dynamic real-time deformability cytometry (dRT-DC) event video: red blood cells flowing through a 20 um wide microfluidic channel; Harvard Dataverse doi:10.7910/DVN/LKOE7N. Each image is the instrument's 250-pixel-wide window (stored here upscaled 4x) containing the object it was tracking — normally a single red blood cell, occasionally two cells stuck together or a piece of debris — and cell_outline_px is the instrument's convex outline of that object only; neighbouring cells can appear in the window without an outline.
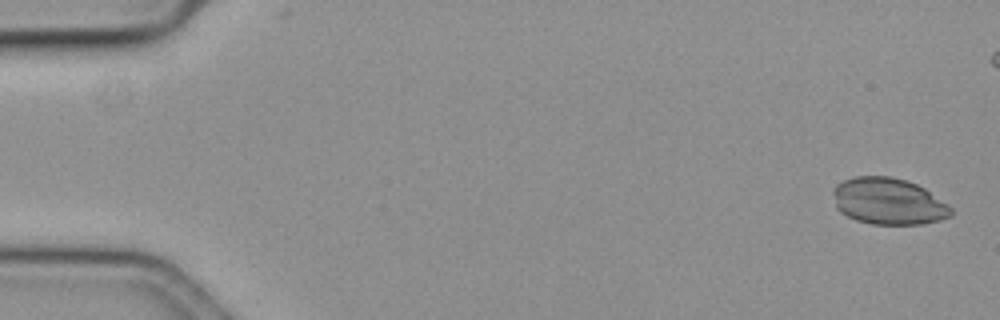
{"species": "common noctule bat (a hibernating species)", "species_latin": "Nyctalus noctula", "temperature_condition": "cold", "stored_images_in_passage": 11, "camera_frame_rate_fps": 3000, "um_per_image_px": 0.085, "animal": {"sex": "female", "body_mass_g": 19.3, "forearm_length_mm": 54.1}, "frame": {"image": 1, "passage_image": 2, "time_ms": 0.333, "image_size_px": [1000, 320], "cell_outline_px": [[952, 216], [940, 220], [924, 224], [872, 224], [856, 220], [840, 212], [836, 208], [832, 192], [832, 188], [836, 184], [844, 180], [856, 176], [888, 176], [904, 180], [916, 184], [924, 188], [948, 204], [952, 208]], "centroid_in_image_um": [75.5, 17.12], "position_along_channel_um": 9.5, "area_um2": 32.14}}